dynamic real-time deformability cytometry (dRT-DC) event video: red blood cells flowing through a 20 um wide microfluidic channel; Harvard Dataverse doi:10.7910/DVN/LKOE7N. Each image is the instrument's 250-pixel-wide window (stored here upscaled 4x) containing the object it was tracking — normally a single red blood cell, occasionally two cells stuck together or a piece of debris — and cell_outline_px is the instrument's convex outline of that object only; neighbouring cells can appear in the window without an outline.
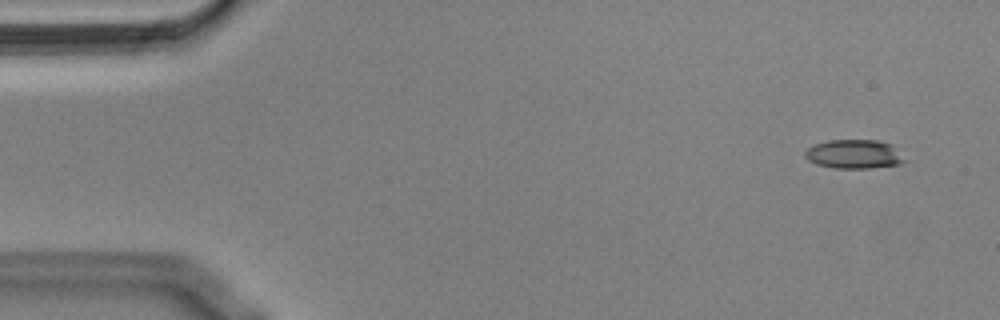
{"species": "Egyptian fruit bat (a non-hibernating species)", "species_latin": "Rousettus aegyptiacus", "temperature_condition": "cold", "stored_images_in_passage": 10, "camera_frame_rate_fps": 3000, "um_per_image_px": 0.085, "animal": {"sex": "male"}, "frame": {"image": 1, "passage_image": 1, "time_ms": 0.0, "image_size_px": [1000, 320], "cell_outline_px": [[908, 160], [900, 164], [868, 168], [836, 168], [816, 164], [808, 160], [804, 156], [804, 152], [808, 148], [816, 144], [828, 140], [876, 140], [892, 144]], "centroid_in_image_um": [72.62, 13.1], "position_along_channel_um": 12.4, "area_um2": 16.88}}